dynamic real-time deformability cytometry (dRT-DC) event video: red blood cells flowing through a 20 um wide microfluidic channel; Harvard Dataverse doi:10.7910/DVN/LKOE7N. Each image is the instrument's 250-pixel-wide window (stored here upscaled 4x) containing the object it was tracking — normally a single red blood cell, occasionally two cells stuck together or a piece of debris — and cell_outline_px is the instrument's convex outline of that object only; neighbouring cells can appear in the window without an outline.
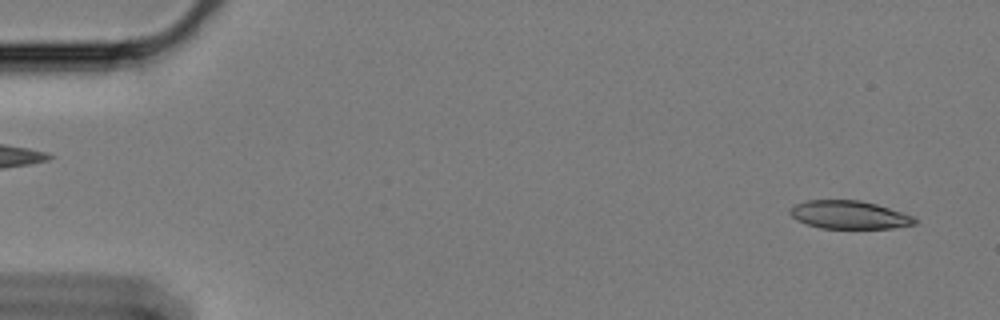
{"species": "Egyptian fruit bat (a non-hibernating species)", "species_latin": "Rousettus aegyptiacus", "temperature_condition": "cold", "stored_images_in_passage": 59, "camera_frame_rate_fps": 3000, "um_per_image_px": 0.085, "animal": {"sex": "female"}, "frame": {"image": 1, "passage_image": 3, "time_ms": 0.667, "image_size_px": [1000, 320], "cell_outline_px": [[916, 224], [892, 228], [820, 228], [796, 220], [788, 212], [796, 204], [808, 200], [860, 200], [876, 204], [912, 216], [916, 220]], "centroid_in_image_um": [72.16, 18.26], "position_along_channel_um": 12.8, "area_um2": 20.17}}
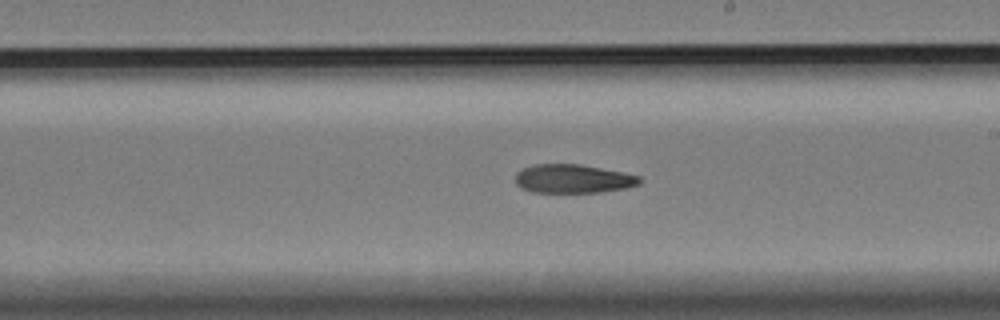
{"frame": {"image": 2, "passage_image": 34, "time_ms": 11.0, "image_size_px": [1000, 320], "cell_outline_px": [[640, 184], [624, 188], [600, 192], [532, 192], [520, 188], [516, 184], [516, 172], [524, 168], [536, 164], [580, 164], [624, 172], [640, 176]], "centroid_in_image_um": [48.7, 15.19], "position_along_channel_um": 240.3, "area_um2": 20.75}}
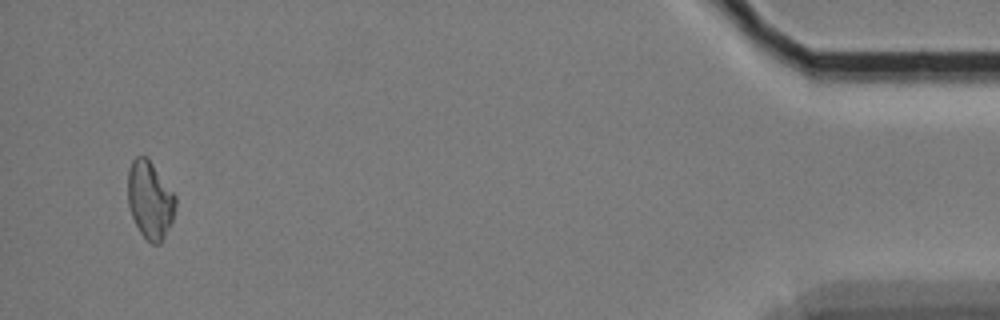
{"frame": {"image": 3, "passage_image": 57, "time_ms": 18.667, "image_size_px": [1000, 320], "cell_outline_px": [[176, 208], [172, 220], [160, 244], [152, 244], [140, 232], [132, 216], [128, 204], [128, 168], [132, 160], [136, 156], [144, 156], [152, 164], [176, 196]], "centroid_in_image_um": [12.74, 16.99], "position_along_channel_um": 422.5, "area_um2": 21.27}, "authors_computed_cell_mechanics": {"area_um2": 21.7328, "velocity_mm_per_s": 3.3503, "shape_relaxation_time_tau1_ms": 7.8851, "shape_relaxation_time_tau2_ms": null, "deformation_change_tau1": 0.1794, "deformation_change_tau2": null}}